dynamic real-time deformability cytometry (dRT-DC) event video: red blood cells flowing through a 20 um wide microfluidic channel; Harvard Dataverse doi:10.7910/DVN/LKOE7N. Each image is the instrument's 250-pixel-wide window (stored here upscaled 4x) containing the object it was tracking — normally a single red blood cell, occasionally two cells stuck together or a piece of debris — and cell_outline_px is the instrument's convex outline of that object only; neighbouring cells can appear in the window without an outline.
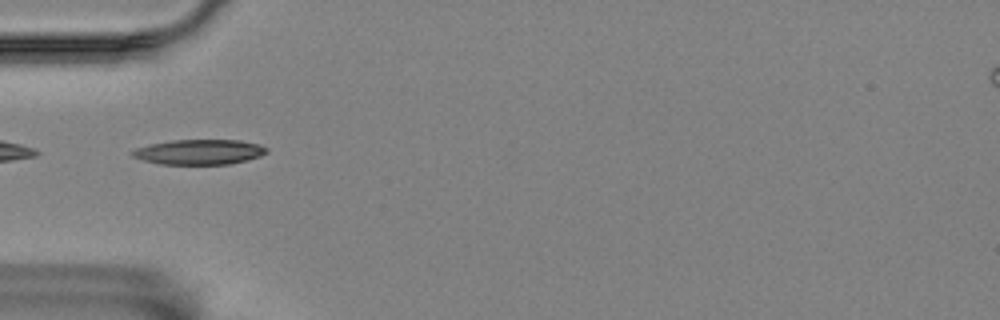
{"species": "Egyptian fruit bat (a non-hibernating species)", "species_latin": "Rousettus aegyptiacus", "temperature_condition": "room temperature", "stored_images_in_passage": 40, "camera_frame_rate_fps": 3000, "um_per_image_px": 0.085, "animal": {"sex": "female"}, "frame": {"image": 1, "passage_image": 1, "time_ms": 0.0, "image_size_px": [1000, 320], "cell_outline_px": [[268, 152], [260, 156], [248, 160], [228, 164], [160, 164], [144, 160], [132, 156], [128, 152], [136, 148], [148, 144], [172, 140], [240, 140], [260, 144], [268, 148]], "centroid_in_image_um": [16.94, 12.91], "position_along_channel_um": 68.1, "area_um2": 19.77}}
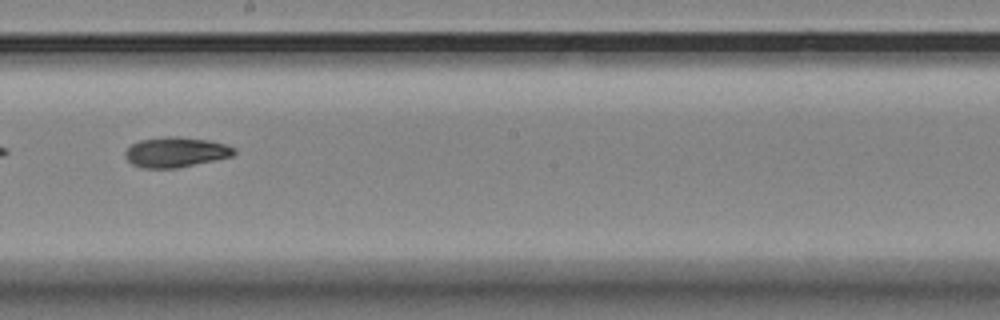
{"frame": {"image": 2, "passage_image": 15, "time_ms": 4.667, "image_size_px": [1000, 320], "cell_outline_px": [[236, 152], [232, 156], [176, 168], [144, 168], [132, 164], [124, 156], [124, 152], [132, 144], [140, 140], [164, 136], [180, 136], [208, 140], [224, 144], [236, 148]], "centroid_in_image_um": [14.92, 12.92], "position_along_channel_um": 233.3, "area_um2": 19.07}}
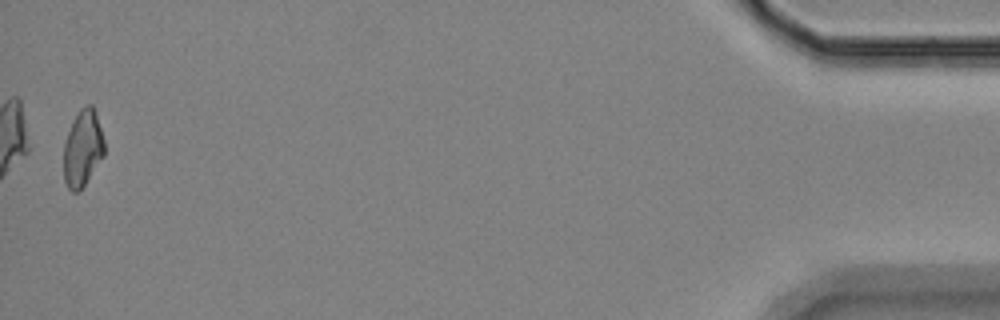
{"frame": {"image": 3, "passage_image": 39, "time_ms": 12.667, "image_size_px": [1000, 320], "cell_outline_px": [[104, 156], [80, 192], [72, 192], [68, 188], [64, 180], [64, 144], [72, 120], [80, 108], [88, 104], [92, 104], [96, 112], [104, 140]], "centroid_in_image_um": [7.03, 12.62], "position_along_channel_um": 428.2, "area_um2": 18.32}, "authors_computed_cell_mechanics": {"area_um2": 18.6116, "velocity_mm_per_s": 3.5226, "shape_relaxation_time_tau1_ms": 7.9969, "shape_relaxation_time_tau2_ms": 5.552, "deformation_change_tau1": 0.1918, "deformation_change_tau2": 0.1215}}